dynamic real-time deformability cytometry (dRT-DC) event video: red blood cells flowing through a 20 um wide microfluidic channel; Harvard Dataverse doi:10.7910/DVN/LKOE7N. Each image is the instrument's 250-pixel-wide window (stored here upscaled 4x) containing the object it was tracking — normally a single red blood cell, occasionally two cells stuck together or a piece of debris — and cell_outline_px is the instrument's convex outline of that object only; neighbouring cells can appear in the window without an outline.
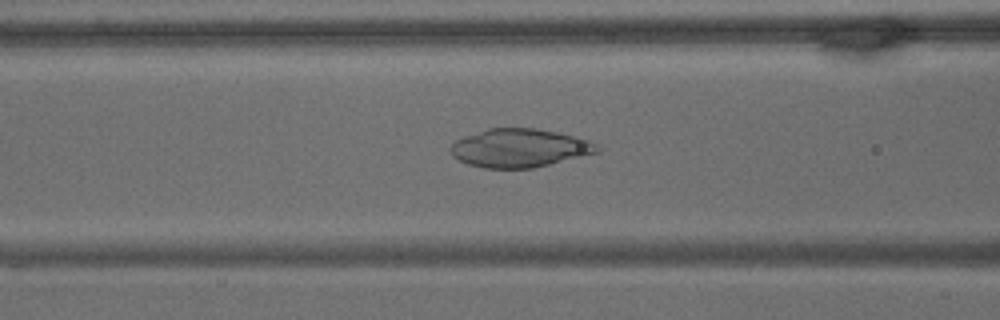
{"species": "common noctule bat (a hibernating species)", "species_latin": "Nyctalus noctula", "temperature_condition": "warm", "stored_images_in_passage": 64, "camera_frame_rate_fps": 3000, "um_per_image_px": 0.085, "animal": {"sex": "male", "body_mass_g": 15.6}, "frame": {"image": 1, "passage_image": 25, "time_ms": 8.0, "image_size_px": [1000, 320], "cell_outline_px": [[600, 152], [532, 168], [484, 168], [468, 164], [452, 156], [448, 148], [456, 140], [464, 136], [488, 128], [536, 128], [556, 132], [588, 140], [596, 144], [600, 148]], "centroid_in_image_um": [44.13, 12.58], "position_along_channel_um": 122.5, "area_um2": 32.71}}
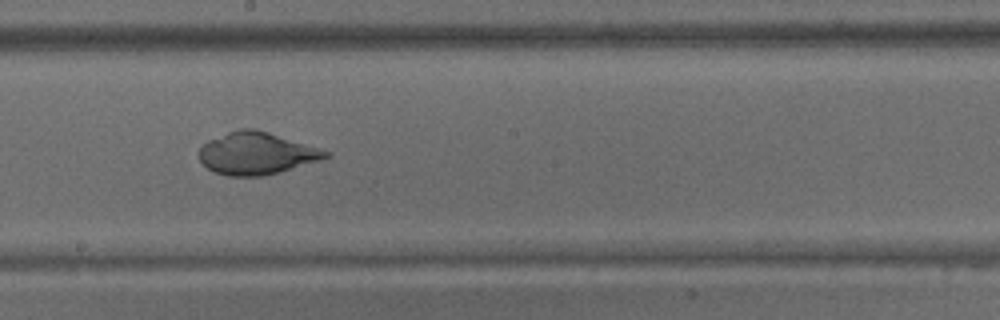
{"frame": {"image": 2, "passage_image": 35, "time_ms": 11.333, "image_size_px": [1000, 320], "cell_outline_px": [[328, 156], [316, 160], [276, 172], [260, 176], [228, 176], [216, 172], [208, 168], [200, 160], [200, 148], [208, 140], [228, 132], [240, 128], [256, 128], [328, 152]], "centroid_in_image_um": [21.7, 13.02], "position_along_channel_um": 226.5, "area_um2": 30.0}}
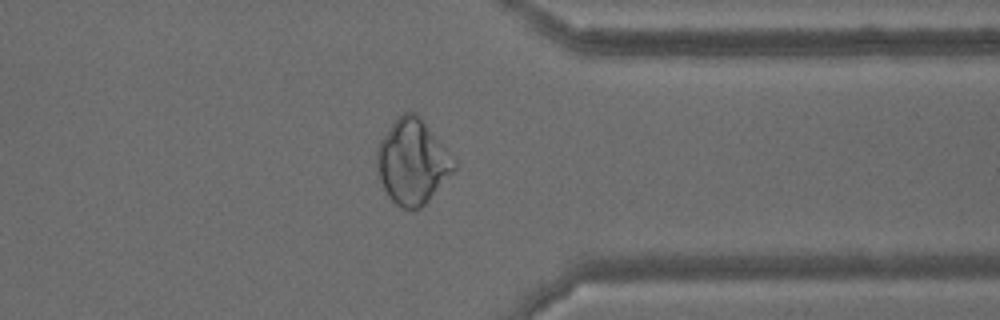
{"frame": {"image": 3, "passage_image": 50, "time_ms": 16.333, "image_size_px": [1000, 320], "cell_outline_px": [[456, 168], [428, 200], [420, 208], [404, 208], [396, 204], [388, 196], [380, 180], [376, 168], [376, 148], [380, 140], [392, 124], [404, 112], [416, 112], [456, 160]], "centroid_in_image_um": [35.04, 13.74], "position_along_channel_um": 376.4, "area_um2": 37.57}}